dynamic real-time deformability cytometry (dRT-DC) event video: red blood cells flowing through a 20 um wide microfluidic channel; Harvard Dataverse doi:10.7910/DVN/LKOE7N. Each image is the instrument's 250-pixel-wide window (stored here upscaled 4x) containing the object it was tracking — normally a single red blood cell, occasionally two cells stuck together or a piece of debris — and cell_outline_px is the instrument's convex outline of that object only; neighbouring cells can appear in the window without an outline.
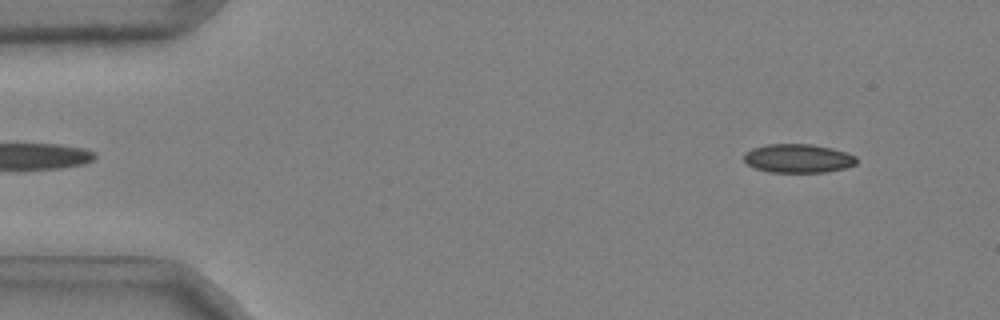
{"species": "common noctule bat (a hibernating species)", "species_latin": "Nyctalus noctula", "temperature_condition": "cold", "stored_images_in_passage": 46, "camera_frame_rate_fps": 3000, "um_per_image_px": 0.085, "animal": {"sex": "male", "body_mass_g": 20.4}, "frame": {"image": 1, "passage_image": 2, "time_ms": 0.333, "image_size_px": [1000, 320], "cell_outline_px": [[856, 164], [844, 168], [824, 172], [768, 172], [756, 168], [748, 164], [744, 160], [744, 152], [752, 148], [768, 144], [812, 144], [832, 148], [856, 156]], "centroid_in_image_um": [67.82, 13.46], "position_along_channel_um": 17.2, "area_um2": 18.79}}
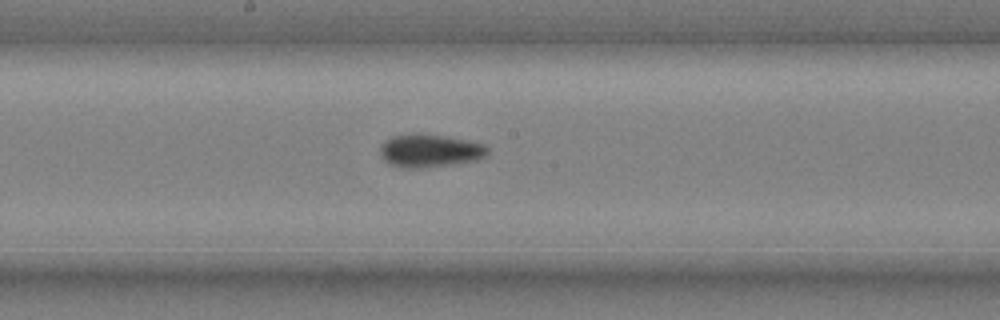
{"frame": {"image": 2, "passage_image": 25, "time_ms": 8.0, "image_size_px": [1000, 320], "cell_outline_px": [[488, 152], [484, 156], [476, 160], [420, 168], [404, 168], [388, 164], [380, 156], [380, 144], [384, 140], [392, 136], [412, 132], [420, 132], [468, 140], [484, 144], [488, 148]], "centroid_in_image_um": [36.46, 12.78], "position_along_channel_um": 211.7, "area_um2": 20.92}}
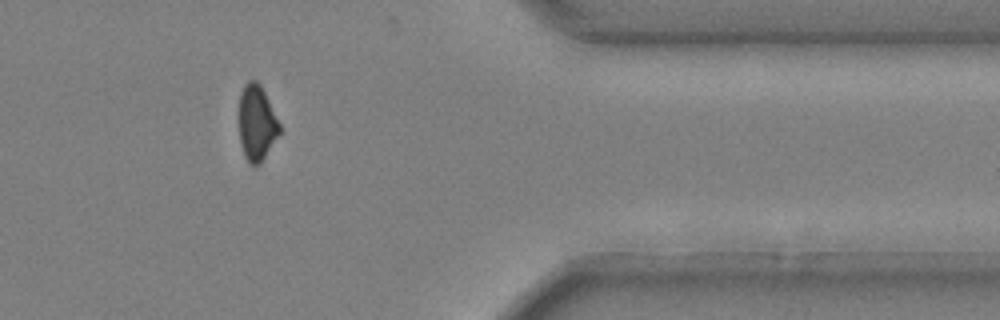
{"frame": {"image": 3, "passage_image": 41, "time_ms": 13.333, "image_size_px": [1000, 320], "cell_outline_px": [[280, 132], [260, 164], [256, 168], [248, 164], [244, 156], [240, 144], [236, 116], [240, 92], [244, 84], [248, 80], [256, 80], [260, 84], [280, 124]], "centroid_in_image_um": [21.74, 10.47], "position_along_channel_um": 389.7, "area_um2": 18.55}, "authors_computed_cell_mechanics": {"area_um2": 19.7387, "velocity_mm_per_s": 3.7255, "shape_relaxation_time_tau1_ms": 8.1141, "shape_relaxation_time_tau2_ms": 10.3329, "deformation_change_tau1": 0.1674, "deformation_change_tau2": 0.1053}}